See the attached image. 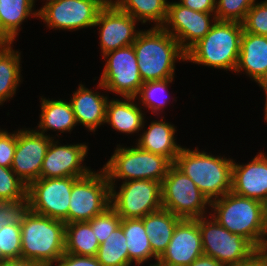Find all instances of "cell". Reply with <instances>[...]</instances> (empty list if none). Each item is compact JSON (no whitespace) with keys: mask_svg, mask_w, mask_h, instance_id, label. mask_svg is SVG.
<instances>
[{"mask_svg":"<svg viewBox=\"0 0 267 266\" xmlns=\"http://www.w3.org/2000/svg\"><path fill=\"white\" fill-rule=\"evenodd\" d=\"M256 0H216L217 21L242 23Z\"/></svg>","mask_w":267,"mask_h":266,"instance_id":"836d02e7","label":"cell"},{"mask_svg":"<svg viewBox=\"0 0 267 266\" xmlns=\"http://www.w3.org/2000/svg\"><path fill=\"white\" fill-rule=\"evenodd\" d=\"M12 43L0 47V105L16 92L21 82L20 53L12 49Z\"/></svg>","mask_w":267,"mask_h":266,"instance_id":"83f0119b","label":"cell"},{"mask_svg":"<svg viewBox=\"0 0 267 266\" xmlns=\"http://www.w3.org/2000/svg\"><path fill=\"white\" fill-rule=\"evenodd\" d=\"M245 73L257 83L267 74V37L244 32L235 72Z\"/></svg>","mask_w":267,"mask_h":266,"instance_id":"44dd1931","label":"cell"},{"mask_svg":"<svg viewBox=\"0 0 267 266\" xmlns=\"http://www.w3.org/2000/svg\"><path fill=\"white\" fill-rule=\"evenodd\" d=\"M132 45L143 83L174 78L176 59H186L177 40L162 27L141 31Z\"/></svg>","mask_w":267,"mask_h":266,"instance_id":"6da1fadb","label":"cell"},{"mask_svg":"<svg viewBox=\"0 0 267 266\" xmlns=\"http://www.w3.org/2000/svg\"><path fill=\"white\" fill-rule=\"evenodd\" d=\"M114 152L102 168L110 186L115 185L116 179H125V182L146 179L162 183L173 164L167 157L145 151L138 146H118Z\"/></svg>","mask_w":267,"mask_h":266,"instance_id":"8992f818","label":"cell"},{"mask_svg":"<svg viewBox=\"0 0 267 266\" xmlns=\"http://www.w3.org/2000/svg\"><path fill=\"white\" fill-rule=\"evenodd\" d=\"M233 266H267L264 257L257 251L248 260Z\"/></svg>","mask_w":267,"mask_h":266,"instance_id":"ee69618b","label":"cell"},{"mask_svg":"<svg viewBox=\"0 0 267 266\" xmlns=\"http://www.w3.org/2000/svg\"><path fill=\"white\" fill-rule=\"evenodd\" d=\"M108 97L84 87L80 84L73 93L71 103L76 123L94 131L106 121V105Z\"/></svg>","mask_w":267,"mask_h":266,"instance_id":"ffe728a7","label":"cell"},{"mask_svg":"<svg viewBox=\"0 0 267 266\" xmlns=\"http://www.w3.org/2000/svg\"><path fill=\"white\" fill-rule=\"evenodd\" d=\"M38 10V17L48 27L64 30H79L93 27L99 11L106 0H47Z\"/></svg>","mask_w":267,"mask_h":266,"instance_id":"4fadbf2b","label":"cell"},{"mask_svg":"<svg viewBox=\"0 0 267 266\" xmlns=\"http://www.w3.org/2000/svg\"><path fill=\"white\" fill-rule=\"evenodd\" d=\"M120 226L126 237L129 266L133 261H135L137 265H141L152 257L158 261V257L152 252L142 218L122 219Z\"/></svg>","mask_w":267,"mask_h":266,"instance_id":"4316f807","label":"cell"},{"mask_svg":"<svg viewBox=\"0 0 267 266\" xmlns=\"http://www.w3.org/2000/svg\"><path fill=\"white\" fill-rule=\"evenodd\" d=\"M125 100H110L106 105V121L118 132L133 134L144 127V113L133 101L136 97H124Z\"/></svg>","mask_w":267,"mask_h":266,"instance_id":"603a6c76","label":"cell"},{"mask_svg":"<svg viewBox=\"0 0 267 266\" xmlns=\"http://www.w3.org/2000/svg\"><path fill=\"white\" fill-rule=\"evenodd\" d=\"M258 252L264 257L267 264V243Z\"/></svg>","mask_w":267,"mask_h":266,"instance_id":"7dc6e473","label":"cell"},{"mask_svg":"<svg viewBox=\"0 0 267 266\" xmlns=\"http://www.w3.org/2000/svg\"><path fill=\"white\" fill-rule=\"evenodd\" d=\"M172 81L173 78L144 82L140 87L136 98L139 96L142 105L151 109L153 113L159 112L162 108L164 109V106L167 104L168 96L166 90L168 84L172 83ZM161 93L166 94L167 97L164 95L166 98L162 97L161 99V96L159 97V95H162Z\"/></svg>","mask_w":267,"mask_h":266,"instance_id":"1f68e13d","label":"cell"},{"mask_svg":"<svg viewBox=\"0 0 267 266\" xmlns=\"http://www.w3.org/2000/svg\"><path fill=\"white\" fill-rule=\"evenodd\" d=\"M88 146L86 144L59 145L51 140L46 151L40 178L84 177L91 170L83 165Z\"/></svg>","mask_w":267,"mask_h":266,"instance_id":"ac0fdd59","label":"cell"},{"mask_svg":"<svg viewBox=\"0 0 267 266\" xmlns=\"http://www.w3.org/2000/svg\"><path fill=\"white\" fill-rule=\"evenodd\" d=\"M17 132L8 133L0 129V166L11 168L16 148Z\"/></svg>","mask_w":267,"mask_h":266,"instance_id":"f35d334b","label":"cell"},{"mask_svg":"<svg viewBox=\"0 0 267 266\" xmlns=\"http://www.w3.org/2000/svg\"><path fill=\"white\" fill-rule=\"evenodd\" d=\"M100 243L88 222L66 224L65 252L78 256H96Z\"/></svg>","mask_w":267,"mask_h":266,"instance_id":"f546056e","label":"cell"},{"mask_svg":"<svg viewBox=\"0 0 267 266\" xmlns=\"http://www.w3.org/2000/svg\"><path fill=\"white\" fill-rule=\"evenodd\" d=\"M137 20L121 11L113 2H107L99 11L94 26L99 25L102 54L132 45L141 32L135 29Z\"/></svg>","mask_w":267,"mask_h":266,"instance_id":"2e32d148","label":"cell"},{"mask_svg":"<svg viewBox=\"0 0 267 266\" xmlns=\"http://www.w3.org/2000/svg\"><path fill=\"white\" fill-rule=\"evenodd\" d=\"M198 218L203 254L222 264L233 266L248 260L257 249L244 237L221 226L213 217Z\"/></svg>","mask_w":267,"mask_h":266,"instance_id":"ba28073f","label":"cell"},{"mask_svg":"<svg viewBox=\"0 0 267 266\" xmlns=\"http://www.w3.org/2000/svg\"><path fill=\"white\" fill-rule=\"evenodd\" d=\"M41 115L38 133L44 134L49 130L71 132L76 126L74 112L70 102L64 100H50L41 97ZM40 131V132H39Z\"/></svg>","mask_w":267,"mask_h":266,"instance_id":"d4e9b609","label":"cell"},{"mask_svg":"<svg viewBox=\"0 0 267 266\" xmlns=\"http://www.w3.org/2000/svg\"><path fill=\"white\" fill-rule=\"evenodd\" d=\"M210 16L211 13L195 11L178 2H168L167 17L162 28L177 40L186 53L214 25Z\"/></svg>","mask_w":267,"mask_h":266,"instance_id":"5bb4252c","label":"cell"},{"mask_svg":"<svg viewBox=\"0 0 267 266\" xmlns=\"http://www.w3.org/2000/svg\"><path fill=\"white\" fill-rule=\"evenodd\" d=\"M34 3L35 0H0V33L9 43L14 42L28 16L38 17V11L33 12Z\"/></svg>","mask_w":267,"mask_h":266,"instance_id":"484cf974","label":"cell"},{"mask_svg":"<svg viewBox=\"0 0 267 266\" xmlns=\"http://www.w3.org/2000/svg\"><path fill=\"white\" fill-rule=\"evenodd\" d=\"M95 257L102 266H129L126 237L121 226L100 244Z\"/></svg>","mask_w":267,"mask_h":266,"instance_id":"4dcf8cb0","label":"cell"},{"mask_svg":"<svg viewBox=\"0 0 267 266\" xmlns=\"http://www.w3.org/2000/svg\"><path fill=\"white\" fill-rule=\"evenodd\" d=\"M162 208L181 219L203 217L208 198L195 183L174 164H172L161 183Z\"/></svg>","mask_w":267,"mask_h":266,"instance_id":"52a82bcc","label":"cell"},{"mask_svg":"<svg viewBox=\"0 0 267 266\" xmlns=\"http://www.w3.org/2000/svg\"><path fill=\"white\" fill-rule=\"evenodd\" d=\"M231 191L242 197L267 202V156L263 152L245 165L233 161Z\"/></svg>","mask_w":267,"mask_h":266,"instance_id":"d6986e66","label":"cell"},{"mask_svg":"<svg viewBox=\"0 0 267 266\" xmlns=\"http://www.w3.org/2000/svg\"><path fill=\"white\" fill-rule=\"evenodd\" d=\"M56 263V266H102L95 256H78L66 252Z\"/></svg>","mask_w":267,"mask_h":266,"instance_id":"ab89813d","label":"cell"},{"mask_svg":"<svg viewBox=\"0 0 267 266\" xmlns=\"http://www.w3.org/2000/svg\"><path fill=\"white\" fill-rule=\"evenodd\" d=\"M203 255L202 236L198 219H181L172 238L156 262L159 266H189Z\"/></svg>","mask_w":267,"mask_h":266,"instance_id":"e0dca14e","label":"cell"},{"mask_svg":"<svg viewBox=\"0 0 267 266\" xmlns=\"http://www.w3.org/2000/svg\"><path fill=\"white\" fill-rule=\"evenodd\" d=\"M20 227L21 258L52 266L65 253L66 224L63 221L28 210Z\"/></svg>","mask_w":267,"mask_h":266,"instance_id":"7a4b0ae2","label":"cell"},{"mask_svg":"<svg viewBox=\"0 0 267 266\" xmlns=\"http://www.w3.org/2000/svg\"><path fill=\"white\" fill-rule=\"evenodd\" d=\"M121 11L130 14L137 21L155 22L154 27H162L166 21L167 0H115L112 1Z\"/></svg>","mask_w":267,"mask_h":266,"instance_id":"f1b7e54d","label":"cell"},{"mask_svg":"<svg viewBox=\"0 0 267 266\" xmlns=\"http://www.w3.org/2000/svg\"><path fill=\"white\" fill-rule=\"evenodd\" d=\"M211 202L231 192L233 160L207 152L181 148L173 163Z\"/></svg>","mask_w":267,"mask_h":266,"instance_id":"3957f363","label":"cell"},{"mask_svg":"<svg viewBox=\"0 0 267 266\" xmlns=\"http://www.w3.org/2000/svg\"><path fill=\"white\" fill-rule=\"evenodd\" d=\"M209 206L215 211L214 214L210 213V217L230 232L247 239L257 251L260 250L264 203L231 191L212 200Z\"/></svg>","mask_w":267,"mask_h":266,"instance_id":"5b68a950","label":"cell"},{"mask_svg":"<svg viewBox=\"0 0 267 266\" xmlns=\"http://www.w3.org/2000/svg\"><path fill=\"white\" fill-rule=\"evenodd\" d=\"M242 34V23L214 21L209 32L186 52L185 61L235 72Z\"/></svg>","mask_w":267,"mask_h":266,"instance_id":"277c9868","label":"cell"},{"mask_svg":"<svg viewBox=\"0 0 267 266\" xmlns=\"http://www.w3.org/2000/svg\"><path fill=\"white\" fill-rule=\"evenodd\" d=\"M28 210V198L17 202H0V230L9 224H20Z\"/></svg>","mask_w":267,"mask_h":266,"instance_id":"74e56055","label":"cell"},{"mask_svg":"<svg viewBox=\"0 0 267 266\" xmlns=\"http://www.w3.org/2000/svg\"><path fill=\"white\" fill-rule=\"evenodd\" d=\"M51 140L52 137L36 130L17 131L11 169L27 186L40 178L43 160Z\"/></svg>","mask_w":267,"mask_h":266,"instance_id":"9a60e30c","label":"cell"},{"mask_svg":"<svg viewBox=\"0 0 267 266\" xmlns=\"http://www.w3.org/2000/svg\"><path fill=\"white\" fill-rule=\"evenodd\" d=\"M162 121H151L149 128L140 135L137 146L145 151L167 157L174 163L181 146L175 141L174 125Z\"/></svg>","mask_w":267,"mask_h":266,"instance_id":"7402d4cb","label":"cell"},{"mask_svg":"<svg viewBox=\"0 0 267 266\" xmlns=\"http://www.w3.org/2000/svg\"><path fill=\"white\" fill-rule=\"evenodd\" d=\"M111 187L107 175L101 171H91L79 178L72 186L68 224L88 222L110 207Z\"/></svg>","mask_w":267,"mask_h":266,"instance_id":"9c48e42d","label":"cell"},{"mask_svg":"<svg viewBox=\"0 0 267 266\" xmlns=\"http://www.w3.org/2000/svg\"><path fill=\"white\" fill-rule=\"evenodd\" d=\"M9 42L0 33V47L7 45Z\"/></svg>","mask_w":267,"mask_h":266,"instance_id":"c3c4849f","label":"cell"},{"mask_svg":"<svg viewBox=\"0 0 267 266\" xmlns=\"http://www.w3.org/2000/svg\"><path fill=\"white\" fill-rule=\"evenodd\" d=\"M107 59L100 77L99 88L121 97H136L143 84L133 45L122 47L102 55Z\"/></svg>","mask_w":267,"mask_h":266,"instance_id":"7c38bea8","label":"cell"},{"mask_svg":"<svg viewBox=\"0 0 267 266\" xmlns=\"http://www.w3.org/2000/svg\"><path fill=\"white\" fill-rule=\"evenodd\" d=\"M0 266H41V265L38 262L30 259L18 258V259L0 260Z\"/></svg>","mask_w":267,"mask_h":266,"instance_id":"b9f144b4","label":"cell"},{"mask_svg":"<svg viewBox=\"0 0 267 266\" xmlns=\"http://www.w3.org/2000/svg\"><path fill=\"white\" fill-rule=\"evenodd\" d=\"M259 86L265 91V115L267 114V74L258 82Z\"/></svg>","mask_w":267,"mask_h":266,"instance_id":"bcb514c9","label":"cell"},{"mask_svg":"<svg viewBox=\"0 0 267 266\" xmlns=\"http://www.w3.org/2000/svg\"><path fill=\"white\" fill-rule=\"evenodd\" d=\"M110 206L122 219L143 218L162 208L161 183L138 179L122 183L119 192L110 186Z\"/></svg>","mask_w":267,"mask_h":266,"instance_id":"30bf717a","label":"cell"},{"mask_svg":"<svg viewBox=\"0 0 267 266\" xmlns=\"http://www.w3.org/2000/svg\"><path fill=\"white\" fill-rule=\"evenodd\" d=\"M189 266H228V265L222 264L216 259L203 254L197 259H195Z\"/></svg>","mask_w":267,"mask_h":266,"instance_id":"7bdbcfd3","label":"cell"},{"mask_svg":"<svg viewBox=\"0 0 267 266\" xmlns=\"http://www.w3.org/2000/svg\"><path fill=\"white\" fill-rule=\"evenodd\" d=\"M150 266H159V265H157L156 263H154V264H150Z\"/></svg>","mask_w":267,"mask_h":266,"instance_id":"681fc988","label":"cell"},{"mask_svg":"<svg viewBox=\"0 0 267 266\" xmlns=\"http://www.w3.org/2000/svg\"><path fill=\"white\" fill-rule=\"evenodd\" d=\"M267 202L264 203L263 230L260 240V249L267 243Z\"/></svg>","mask_w":267,"mask_h":266,"instance_id":"f6af8a7d","label":"cell"},{"mask_svg":"<svg viewBox=\"0 0 267 266\" xmlns=\"http://www.w3.org/2000/svg\"><path fill=\"white\" fill-rule=\"evenodd\" d=\"M178 3L195 11L212 13L213 20L217 21L215 17L216 0H180Z\"/></svg>","mask_w":267,"mask_h":266,"instance_id":"60d3db41","label":"cell"},{"mask_svg":"<svg viewBox=\"0 0 267 266\" xmlns=\"http://www.w3.org/2000/svg\"><path fill=\"white\" fill-rule=\"evenodd\" d=\"M27 198V185L11 168L0 166V202H17Z\"/></svg>","mask_w":267,"mask_h":266,"instance_id":"d6a6232c","label":"cell"},{"mask_svg":"<svg viewBox=\"0 0 267 266\" xmlns=\"http://www.w3.org/2000/svg\"><path fill=\"white\" fill-rule=\"evenodd\" d=\"M243 31L267 37V0L254 3L242 22Z\"/></svg>","mask_w":267,"mask_h":266,"instance_id":"8d00e7d4","label":"cell"},{"mask_svg":"<svg viewBox=\"0 0 267 266\" xmlns=\"http://www.w3.org/2000/svg\"><path fill=\"white\" fill-rule=\"evenodd\" d=\"M180 220L181 218L163 208L142 218L152 252L158 258L166 250Z\"/></svg>","mask_w":267,"mask_h":266,"instance_id":"cb8c5ba5","label":"cell"},{"mask_svg":"<svg viewBox=\"0 0 267 266\" xmlns=\"http://www.w3.org/2000/svg\"><path fill=\"white\" fill-rule=\"evenodd\" d=\"M121 221L122 218L110 206L104 212L89 220L88 223L91 225L98 242L101 244L120 226Z\"/></svg>","mask_w":267,"mask_h":266,"instance_id":"d590c367","label":"cell"},{"mask_svg":"<svg viewBox=\"0 0 267 266\" xmlns=\"http://www.w3.org/2000/svg\"><path fill=\"white\" fill-rule=\"evenodd\" d=\"M21 258L20 224H9L0 230V260Z\"/></svg>","mask_w":267,"mask_h":266,"instance_id":"e575fe53","label":"cell"},{"mask_svg":"<svg viewBox=\"0 0 267 266\" xmlns=\"http://www.w3.org/2000/svg\"><path fill=\"white\" fill-rule=\"evenodd\" d=\"M81 177L39 178L27 186L29 210L68 224L73 184Z\"/></svg>","mask_w":267,"mask_h":266,"instance_id":"8fae6325","label":"cell"}]
</instances>
